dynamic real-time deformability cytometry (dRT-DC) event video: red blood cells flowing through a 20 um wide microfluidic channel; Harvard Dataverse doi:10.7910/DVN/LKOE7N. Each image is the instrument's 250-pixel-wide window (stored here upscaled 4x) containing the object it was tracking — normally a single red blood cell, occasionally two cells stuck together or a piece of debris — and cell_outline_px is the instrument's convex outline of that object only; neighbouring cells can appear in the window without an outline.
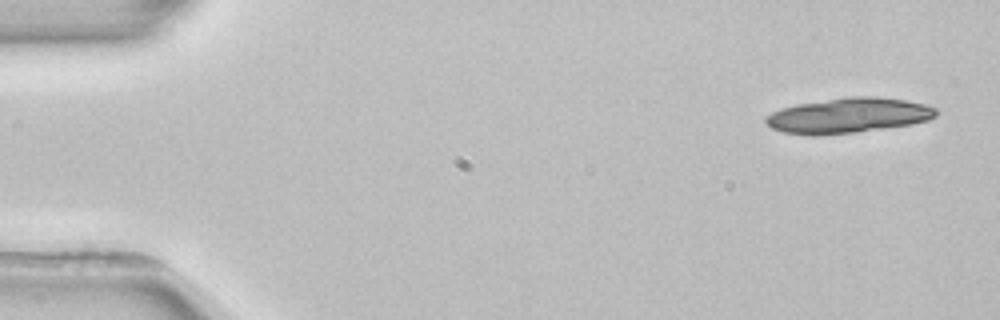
{"species": "common noctule bat (a hibernating species)", "species_latin": "Nyctalus noctula", "temperature_condition": "room temperature", "stored_images_in_passage": 4, "camera_frame_rate_fps": 3000, "um_per_image_px": 0.085, "animal": {"sex": "female", "body_mass_g": 22.7, "forearm_length_mm": 54.2}, "frame": {"image": 1, "passage_image": 1, "time_ms": 0.0, "image_size_px": [1000, 320], "cell_outline_px": [[936, 116], [928, 120], [912, 124], [856, 132], [816, 136], [812, 136], [784, 132], [772, 128], [764, 120], [764, 116], [780, 108], [796, 104], [848, 96], [876, 96], [908, 100], [924, 104], [936, 108]], "centroid_in_image_um": [72.09, 9.81], "position_along_channel_um": 12.9, "area_um2": 35.08}}